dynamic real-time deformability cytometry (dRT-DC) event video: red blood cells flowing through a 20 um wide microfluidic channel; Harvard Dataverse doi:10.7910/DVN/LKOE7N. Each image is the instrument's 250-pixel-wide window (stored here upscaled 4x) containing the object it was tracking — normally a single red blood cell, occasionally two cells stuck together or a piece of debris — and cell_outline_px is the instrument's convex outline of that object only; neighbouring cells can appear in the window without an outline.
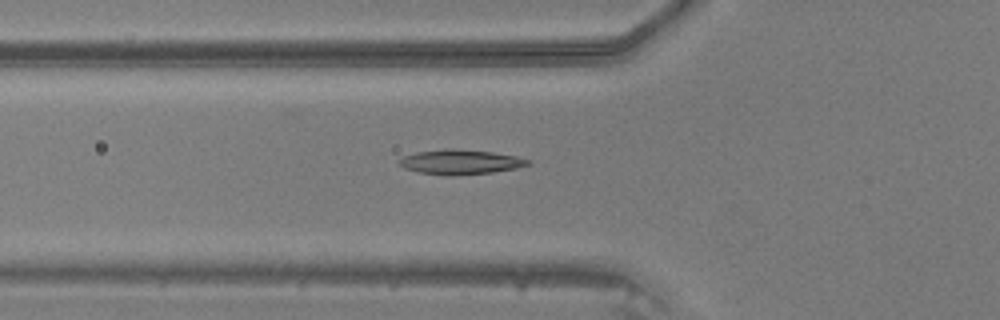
{"species": "common noctule bat (a hibernating species)", "species_latin": "Nyctalus noctula", "temperature_condition": "warm", "stored_images_in_passage": 32, "camera_frame_rate_fps": 3000, "um_per_image_px": 0.085, "animal": {"sex": "male", "body_mass_g": 20.5, "forearm_length_mm": 52.5}, "frame": {"image": 1, "passage_image": 2, "time_ms": 0.333, "image_size_px": [1000, 320], "cell_outline_px": [[532, 164], [516, 168], [492, 172], [452, 176], [448, 176], [416, 172], [404, 168], [400, 164], [400, 160], [404, 156], [416, 152], [448, 148], [452, 148], [492, 152], [516, 156], [532, 160]], "centroid_in_image_um": [39.16, 13.77], "position_along_channel_um": 86.6, "area_um2": 18.61}}
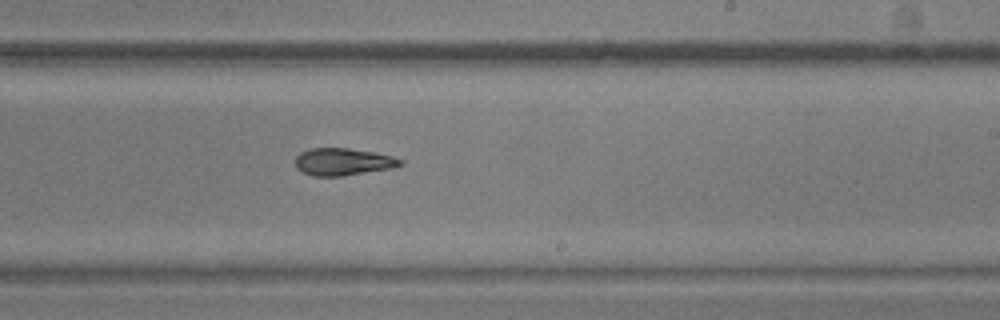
{"frame": {"image": 2, "passage_image": 14, "time_ms": 4.333, "image_size_px": [1000, 320], "cell_outline_px": [[404, 164], [392, 168], [340, 176], [312, 176], [300, 172], [296, 168], [296, 156], [300, 152], [308, 148], [348, 148], [376, 152], [392, 156], [404, 160]], "centroid_in_image_um": [29.14, 13.74], "position_along_channel_um": 259.9, "area_um2": 16.88}}
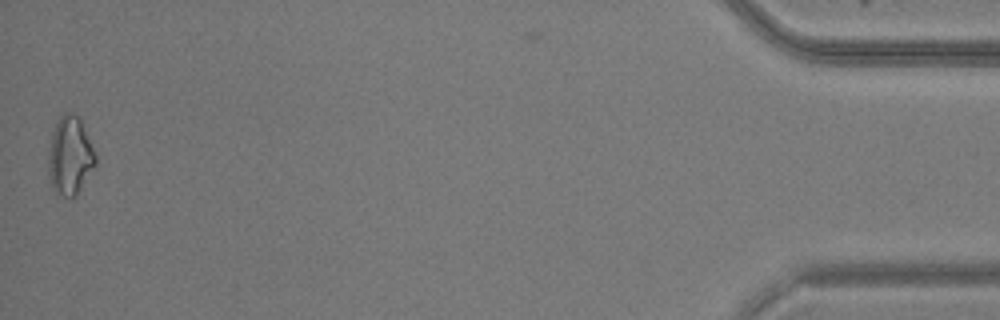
{"frame": {"image": 3, "passage_image": 32, "time_ms": 10.333, "image_size_px": [1000, 320], "cell_outline_px": [[96, 164], [76, 196], [64, 196], [56, 192], [52, 188], [48, 176], [48, 152], [52, 136], [56, 124], [60, 116], [64, 112], [72, 112], [80, 116], [96, 156]], "centroid_in_image_um": [5.95, 13.22], "position_along_channel_um": 429.3, "area_um2": 21.5}}